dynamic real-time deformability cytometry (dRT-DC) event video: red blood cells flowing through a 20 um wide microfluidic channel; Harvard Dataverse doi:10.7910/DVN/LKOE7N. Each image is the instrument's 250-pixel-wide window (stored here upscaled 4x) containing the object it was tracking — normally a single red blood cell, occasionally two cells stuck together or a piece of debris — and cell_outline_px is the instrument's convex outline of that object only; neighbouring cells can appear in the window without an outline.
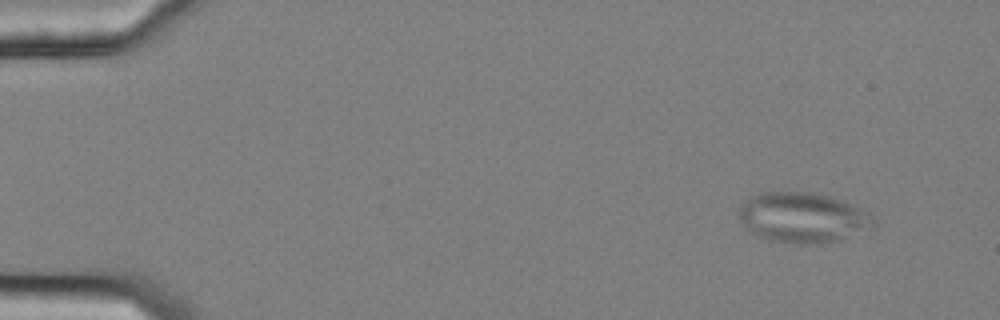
{"species": "common noctule bat (a hibernating species)", "species_latin": "Nyctalus noctula", "temperature_condition": "cold", "stored_images_in_passage": 15, "camera_frame_rate_fps": 3000, "um_per_image_px": 0.085, "animal": {"sex": "female", "body_mass_g": 25.1}, "frame": {"image": 1, "passage_image": 5, "time_ms": 1.333, "image_size_px": [1000, 320], "cell_outline_px": [[876, 224], [840, 240], [820, 244], [800, 244], [772, 240], [760, 236], [752, 232], [740, 220], [736, 212], [740, 204], [752, 196], [760, 192], [812, 192], [844, 200], [868, 212], [876, 220]], "centroid_in_image_um": [68.22, 18.48], "position_along_channel_um": 16.8, "area_um2": 39.3}}